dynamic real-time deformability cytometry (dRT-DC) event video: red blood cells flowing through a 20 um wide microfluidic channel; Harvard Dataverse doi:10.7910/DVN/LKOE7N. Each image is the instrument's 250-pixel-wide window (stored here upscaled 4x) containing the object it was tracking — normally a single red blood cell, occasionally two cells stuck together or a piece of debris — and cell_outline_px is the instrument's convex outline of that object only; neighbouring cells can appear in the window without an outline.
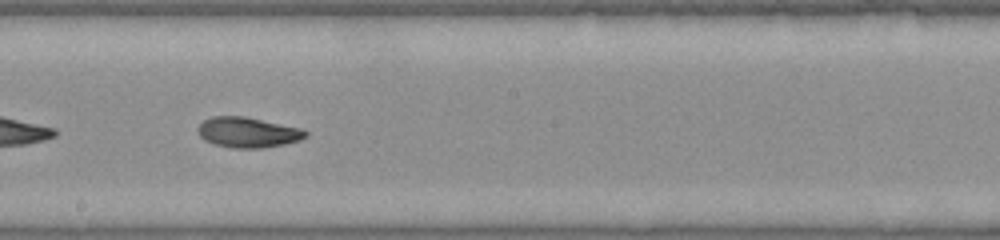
{"species": "common noctule bat (a hibernating species)", "species_latin": "Nyctalus noctula", "temperature_condition": "warm", "stored_images_in_passage": 32, "camera_frame_rate_fps": 3000, "um_per_image_px": 0.085, "animal": {"sex": "female", "body_mass_g": 22.0, "forearm_length_mm": 56.7}, "frame": {"image": 1, "passage_image": 14, "time_ms": 4.333, "image_size_px": [1000, 240], "cell_outline_px": [[308, 136], [300, 140], [284, 144], [260, 148], [232, 148], [216, 144], [204, 140], [200, 136], [196, 128], [204, 120], [212, 116], [244, 116], [300, 128], [308, 132]], "centroid_in_image_um": [21.05, 11.25], "position_along_channel_um": 227.1, "area_um2": 18.96}}
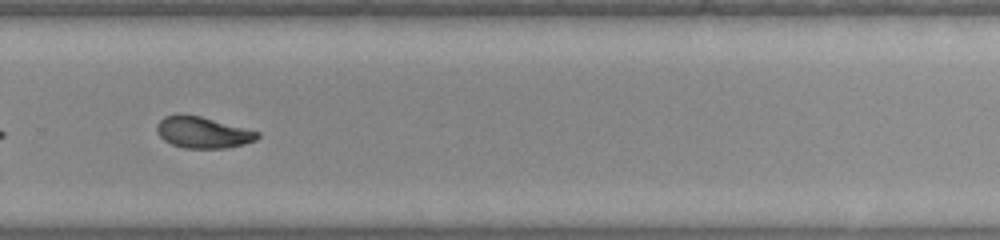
{"frame": {"image": 2, "passage_image": 19, "time_ms": 6.0, "image_size_px": [1000, 240], "cell_outline_px": [[260, 136], [256, 140], [244, 144], [224, 148], [184, 148], [172, 144], [164, 140], [156, 132], [156, 124], [164, 116], [176, 112], [180, 112], [200, 116], [260, 132]], "centroid_in_image_um": [17.19, 11.23], "position_along_channel_um": 312.6, "area_um2": 18.61}}